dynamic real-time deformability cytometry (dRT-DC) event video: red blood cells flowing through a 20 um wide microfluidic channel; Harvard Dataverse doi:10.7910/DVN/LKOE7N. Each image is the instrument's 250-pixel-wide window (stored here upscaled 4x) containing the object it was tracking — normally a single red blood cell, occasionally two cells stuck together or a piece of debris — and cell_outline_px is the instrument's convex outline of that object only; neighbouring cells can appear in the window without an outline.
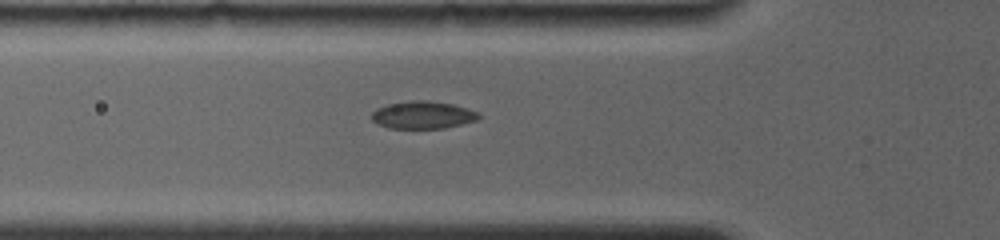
{"species": "common noctule bat (a hibernating species)", "species_latin": "Nyctalus noctula", "temperature_condition": "room temperature", "stored_images_in_passage": 10, "camera_frame_rate_fps": 4000, "um_per_image_px": 0.085, "animal": {"sex": "female", "body_mass_g": 19.0, "forearm_length_mm": 56.7}, "frame": {"image": 1, "passage_image": 7, "time_ms": 5.0, "image_size_px": [1000, 240], "cell_outline_px": [[480, 116], [476, 120], [444, 128], [388, 128], [372, 120], [372, 112], [376, 108], [388, 104], [412, 100], [428, 100], [452, 104], [468, 108], [476, 112]], "centroid_in_image_um": [35.92, 9.76], "position_along_channel_um": 89.9, "area_um2": 16.99}}
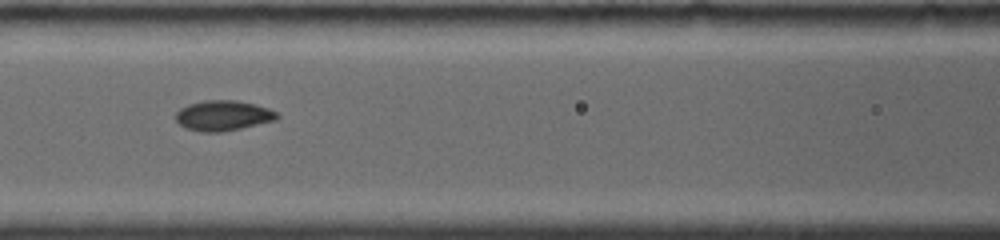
{"frame": {"image": 2, "passage_image": 9, "time_ms": 6.5, "image_size_px": [1000, 240], "cell_outline_px": [[280, 116], [276, 120], [224, 132], [200, 132], [184, 128], [176, 120], [176, 112], [180, 108], [188, 104], [204, 100], [236, 100], [268, 108], [276, 112]], "centroid_in_image_um": [18.94, 9.83], "position_along_channel_um": 147.7, "area_um2": 17.92}}